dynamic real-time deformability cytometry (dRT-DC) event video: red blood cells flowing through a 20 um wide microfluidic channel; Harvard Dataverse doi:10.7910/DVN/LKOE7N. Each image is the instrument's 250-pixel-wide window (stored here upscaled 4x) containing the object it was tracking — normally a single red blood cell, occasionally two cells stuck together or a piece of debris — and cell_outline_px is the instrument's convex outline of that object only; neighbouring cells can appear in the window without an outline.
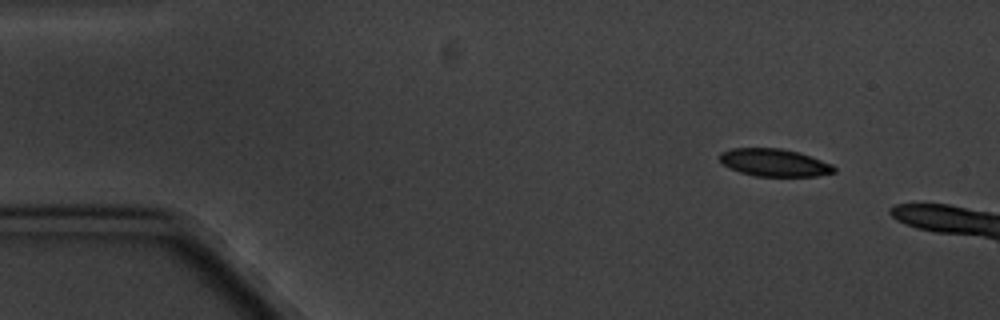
{"species": "common noctule bat (a hibernating species)", "species_latin": "Nyctalus noctula", "temperature_condition": "cold", "stored_images_in_passage": 3, "camera_frame_rate_fps": 3000, "um_per_image_px": 0.085, "animal": {"sex": "male", "body_mass_g": 20.1, "forearm_length_mm": 53.5}, "frame": {"image": 1, "passage_image": 1, "time_ms": 0.0, "image_size_px": [1000, 320], "cell_outline_px": [[836, 172], [816, 176], [756, 176], [740, 172], [724, 164], [720, 160], [720, 152], [732, 148], [780, 148], [796, 152], [832, 164], [836, 168]], "centroid_in_image_um": [65.82, 13.82], "position_along_channel_um": 19.2, "area_um2": 18.09}}